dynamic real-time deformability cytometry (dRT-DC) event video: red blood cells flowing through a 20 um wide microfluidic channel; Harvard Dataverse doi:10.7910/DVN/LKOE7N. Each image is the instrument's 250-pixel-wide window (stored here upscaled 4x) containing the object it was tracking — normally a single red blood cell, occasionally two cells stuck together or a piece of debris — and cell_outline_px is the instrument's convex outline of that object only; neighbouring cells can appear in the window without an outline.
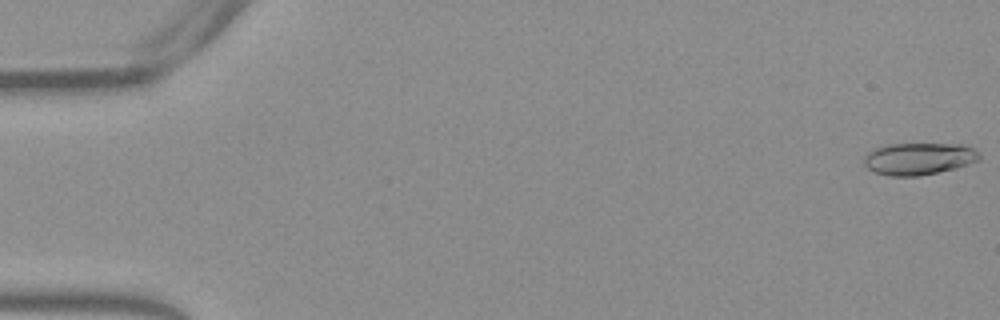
{"species": "Egyptian fruit bat (a non-hibernating species)", "species_latin": "Rousettus aegyptiacus", "temperature_condition": "warm", "stored_images_in_passage": 54, "camera_frame_rate_fps": 3000, "um_per_image_px": 0.085, "frame": {"image": 1, "passage_image": 1, "time_ms": 0.0, "image_size_px": [1000, 320], "cell_outline_px": [[980, 160], [956, 168], [920, 176], [888, 176], [876, 172], [868, 168], [864, 164], [864, 160], [868, 152], [872, 148], [888, 144], [968, 144], [980, 152]], "centroid_in_image_um": [78.14, 13.48], "position_along_channel_um": 6.9, "area_um2": 21.79}}
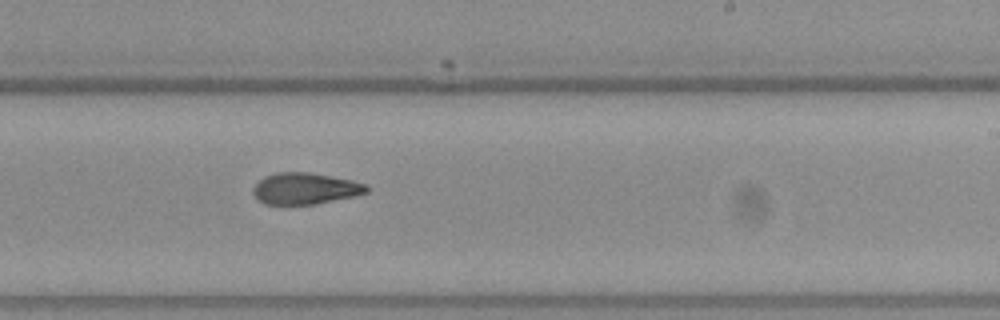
{"frame": {"image": 2, "passage_image": 33, "time_ms": 10.667, "image_size_px": [1000, 320], "cell_outline_px": [[368, 192], [356, 196], [316, 204], [264, 204], [252, 192], [252, 188], [264, 176], [276, 172], [308, 172], [352, 180], [368, 184]], "centroid_in_image_um": [25.96, 16.02], "position_along_channel_um": 263.0, "area_um2": 20.81}}
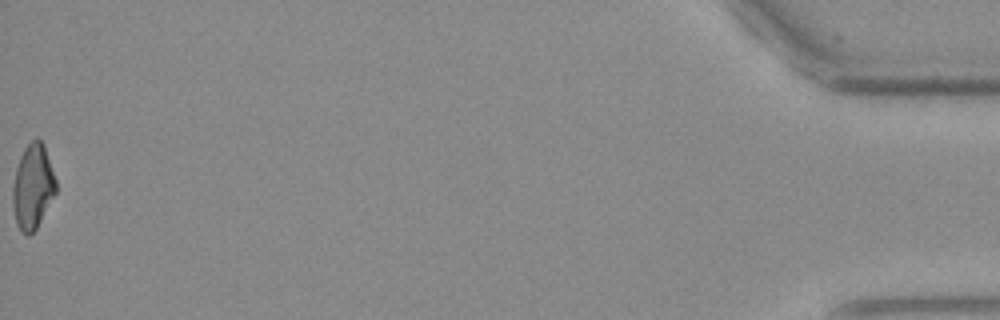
{"frame": {"image": 3, "passage_image": 54, "time_ms": 17.667, "image_size_px": [1000, 320], "cell_outline_px": [[56, 192], [36, 228], [28, 236], [16, 224], [12, 204], [12, 188], [16, 168], [20, 156], [24, 148], [36, 136], [44, 144], [56, 180]], "centroid_in_image_um": [2.77, 15.83], "position_along_channel_um": 432.4, "area_um2": 21.21}, "authors_computed_cell_mechanics": {"area_um2": 21.4438, "velocity_mm_per_s": 3.8468, "shape_relaxation_time_tau1_ms": 6.6773, "shape_relaxation_time_tau2_ms": 3.8121, "deformation_change_tau1": 0.194, "deformation_change_tau2": 0.1042}}